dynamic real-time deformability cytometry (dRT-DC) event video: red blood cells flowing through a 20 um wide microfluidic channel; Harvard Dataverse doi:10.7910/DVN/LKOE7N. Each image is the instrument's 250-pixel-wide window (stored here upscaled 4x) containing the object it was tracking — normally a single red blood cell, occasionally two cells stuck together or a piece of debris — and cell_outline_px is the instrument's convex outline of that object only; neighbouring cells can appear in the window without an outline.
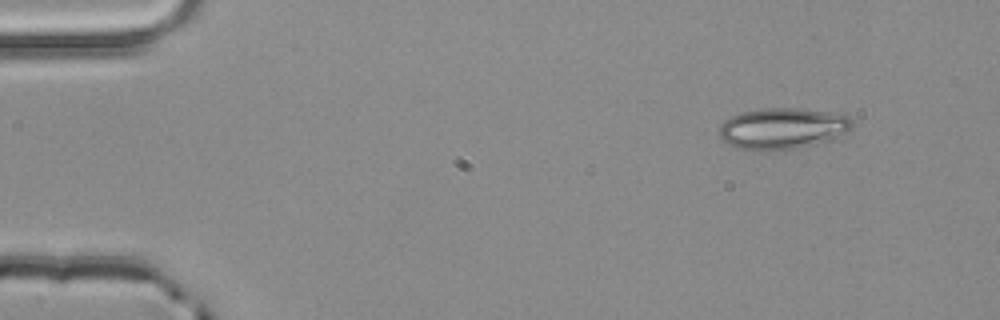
{"species": "common noctule bat (a hibernating species)", "species_latin": "Nyctalus noctula", "temperature_condition": "room temperature", "stored_images_in_passage": 3, "camera_frame_rate_fps": 3000, "um_per_image_px": 0.085, "animal": {"sex": "male", "body_mass_g": 20.4}, "frame": {"image": 1, "passage_image": 1, "time_ms": 0.0, "image_size_px": [1000, 320], "cell_outline_px": [[856, 124], [852, 128], [836, 140], [796, 148], [736, 148], [728, 144], [720, 136], [720, 124], [724, 120], [732, 116], [744, 112], [764, 108], [800, 108], [832, 112], [848, 116]], "centroid_in_image_um": [66.61, 10.89], "position_along_channel_um": 18.4, "area_um2": 31.67}}